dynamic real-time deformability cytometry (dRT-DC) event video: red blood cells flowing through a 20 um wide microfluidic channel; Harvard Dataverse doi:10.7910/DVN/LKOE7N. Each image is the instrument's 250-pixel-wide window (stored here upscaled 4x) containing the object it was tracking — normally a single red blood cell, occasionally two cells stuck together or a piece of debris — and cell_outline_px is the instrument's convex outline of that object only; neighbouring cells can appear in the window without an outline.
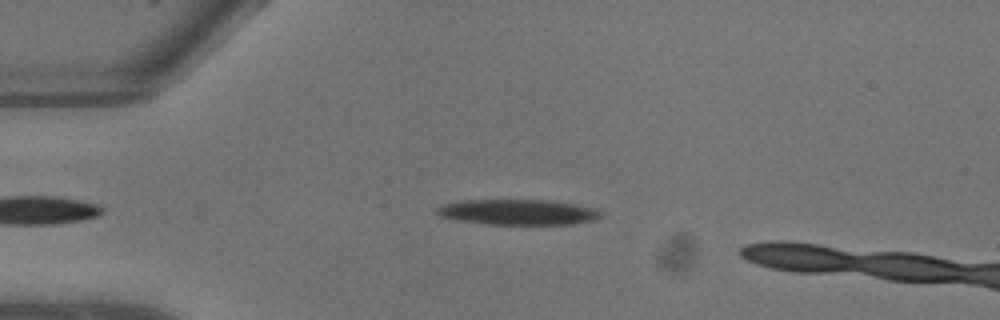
{"species": "common noctule bat (a hibernating species)", "species_latin": "Nyctalus noctula", "temperature_condition": "warm", "stored_images_in_passage": 6, "camera_frame_rate_fps": 3000, "um_per_image_px": 0.085, "animal": {"sex": "male", "body_mass_g": 13.3}, "frame": {"image": 1, "passage_image": 2, "time_ms": 0.333, "image_size_px": [1000, 320], "cell_outline_px": [[604, 216], [592, 220], [572, 224], [488, 224], [460, 220], [440, 216], [436, 212], [436, 208], [444, 204], [464, 200], [552, 200], [592, 208], [600, 212]], "centroid_in_image_um": [44.02, 18.02], "position_along_channel_um": 41.0, "area_um2": 23.99}}
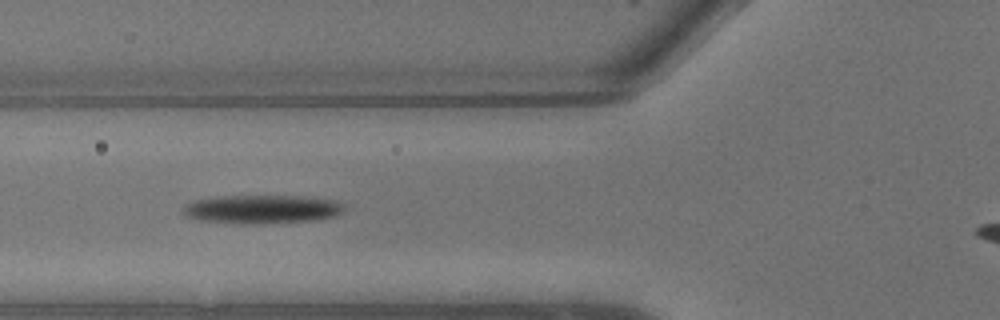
{"frame": {"image": 2, "passage_image": 5, "time_ms": 1.333, "image_size_px": [1000, 320], "cell_outline_px": [[344, 212], [336, 216], [316, 220], [200, 220], [188, 216], [180, 208], [184, 204], [196, 200], [224, 196], [300, 196], [332, 200], [344, 204]], "centroid_in_image_um": [22.33, 17.71], "position_along_channel_um": 103.5, "area_um2": 24.97}}
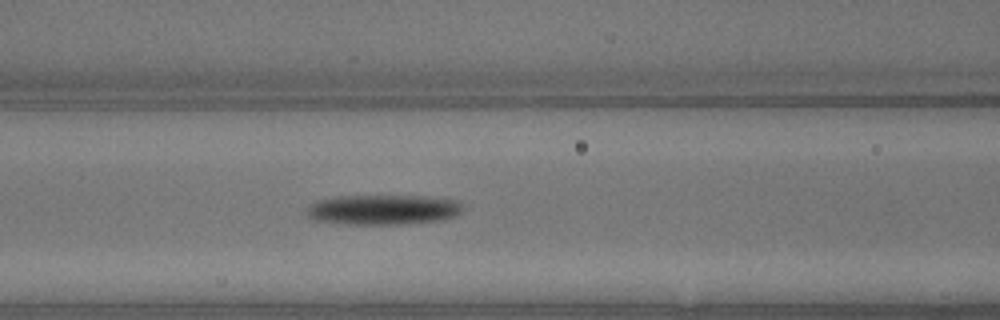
{"frame": {"image": 3, "passage_image": 6, "time_ms": 1.667, "image_size_px": [1000, 320], "cell_outline_px": [[464, 208], [456, 216], [440, 220], [408, 224], [348, 224], [316, 220], [308, 216], [308, 204], [316, 200], [340, 196], [428, 196], [456, 200]], "centroid_in_image_um": [32.58, 17.82], "position_along_channel_um": 134.0, "area_um2": 27.34}}